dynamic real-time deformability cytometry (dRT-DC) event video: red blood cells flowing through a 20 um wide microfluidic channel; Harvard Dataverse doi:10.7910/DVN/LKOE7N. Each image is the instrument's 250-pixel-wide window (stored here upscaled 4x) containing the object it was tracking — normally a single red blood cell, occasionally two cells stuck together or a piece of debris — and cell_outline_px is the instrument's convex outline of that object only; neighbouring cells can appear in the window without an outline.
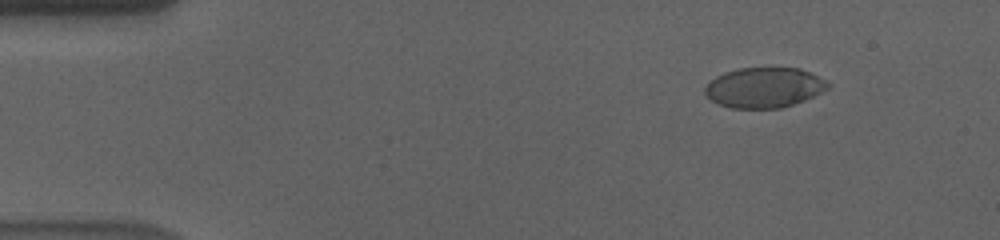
{"species": "human", "species_latin": "Homo sapiens", "temperature_condition": "cold", "stored_images_in_passage": 57, "camera_frame_rate_fps": 3000, "um_per_image_px": 0.085, "donor": {"sex": "male"}, "frame": {"image": 1, "passage_image": 7, "time_ms": 2.0, "image_size_px": [1000, 240], "cell_outline_px": [[832, 84], [828, 88], [804, 100], [780, 108], [732, 108], [720, 104], [712, 100], [704, 92], [704, 88], [716, 76], [724, 72], [740, 68], [800, 68], [828, 80]], "centroid_in_image_um": [64.98, 7.43], "position_along_channel_um": 20.0, "area_um2": 28.61}}
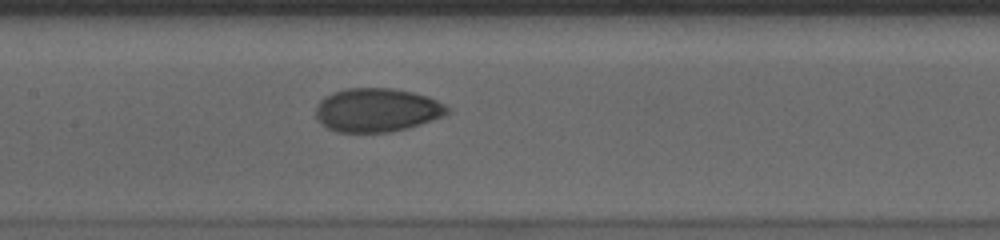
{"frame": {"image": 2, "passage_image": 28, "time_ms": 9.0, "image_size_px": [1000, 240], "cell_outline_px": [[448, 112], [444, 116], [408, 128], [392, 132], [336, 132], [328, 128], [316, 120], [316, 104], [320, 100], [332, 92], [348, 88], [392, 88], [412, 92], [428, 96], [444, 104], [448, 108]], "centroid_in_image_um": [32.01, 9.35], "position_along_channel_um": 175.4, "area_um2": 33.58}}
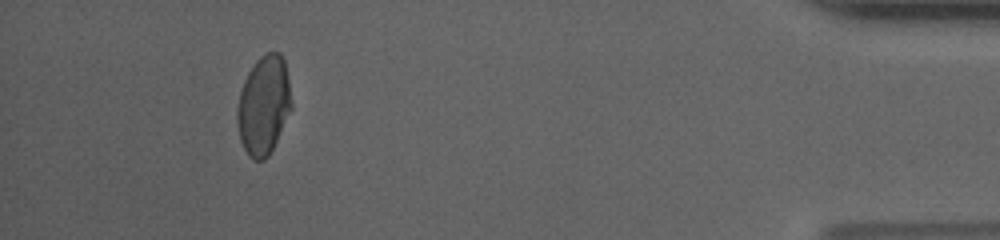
{"frame": {"image": 3, "passage_image": 53, "time_ms": 17.333, "image_size_px": [1000, 240], "cell_outline_px": [[292, 108], [268, 156], [264, 160], [252, 160], [248, 156], [240, 140], [236, 120], [236, 112], [240, 92], [244, 80], [248, 72], [256, 60], [264, 52], [280, 52], [284, 60], [288, 80], [292, 104]], "centroid_in_image_um": [22.39, 8.94], "position_along_channel_um": 412.8, "area_um2": 31.21}, "authors_computed_cell_mechanics": {"area_um2": 32.1368, "velocity_mm_per_s": 3.5743, "shape_relaxation_time_tau1_ms": 8.319, "shape_relaxation_time_tau2_ms": 1.2898, "deformation_change_tau1": 0.1746, "deformation_change_tau2": 0.0391}}